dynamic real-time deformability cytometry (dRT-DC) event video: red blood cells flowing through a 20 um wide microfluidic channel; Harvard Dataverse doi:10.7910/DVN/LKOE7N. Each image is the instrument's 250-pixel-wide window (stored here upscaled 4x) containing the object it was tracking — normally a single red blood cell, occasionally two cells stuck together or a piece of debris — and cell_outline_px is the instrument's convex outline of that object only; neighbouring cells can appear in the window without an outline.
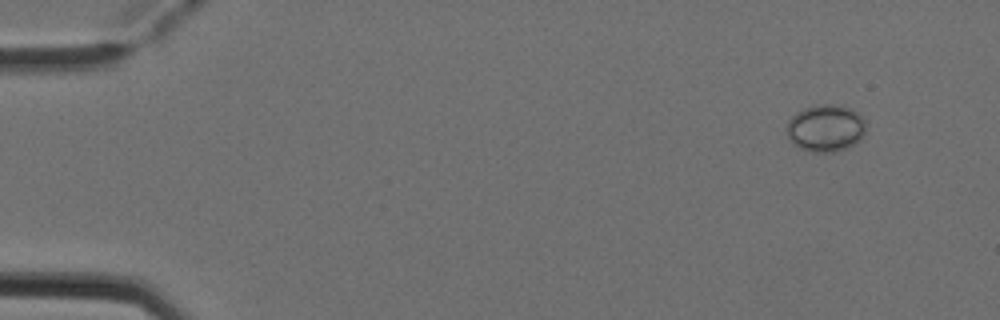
{"species": "Egyptian fruit bat (a non-hibernating species)", "species_latin": "Rousettus aegyptiacus", "temperature_condition": "cold", "stored_images_in_passage": 5, "camera_frame_rate_fps": 3000, "um_per_image_px": 0.085, "animal": {"sex": "female"}, "frame": {"image": 1, "passage_image": 2, "time_ms": 0.333, "image_size_px": [1000, 320], "cell_outline_px": [[864, 132], [860, 140], [844, 148], [832, 152], [812, 152], [800, 148], [792, 144], [788, 140], [784, 128], [788, 120], [796, 112], [804, 108], [820, 104], [832, 104], [852, 108], [864, 120]], "centroid_in_image_um": [70.1, 10.89], "position_along_channel_um": 14.9, "area_um2": 21.85}}